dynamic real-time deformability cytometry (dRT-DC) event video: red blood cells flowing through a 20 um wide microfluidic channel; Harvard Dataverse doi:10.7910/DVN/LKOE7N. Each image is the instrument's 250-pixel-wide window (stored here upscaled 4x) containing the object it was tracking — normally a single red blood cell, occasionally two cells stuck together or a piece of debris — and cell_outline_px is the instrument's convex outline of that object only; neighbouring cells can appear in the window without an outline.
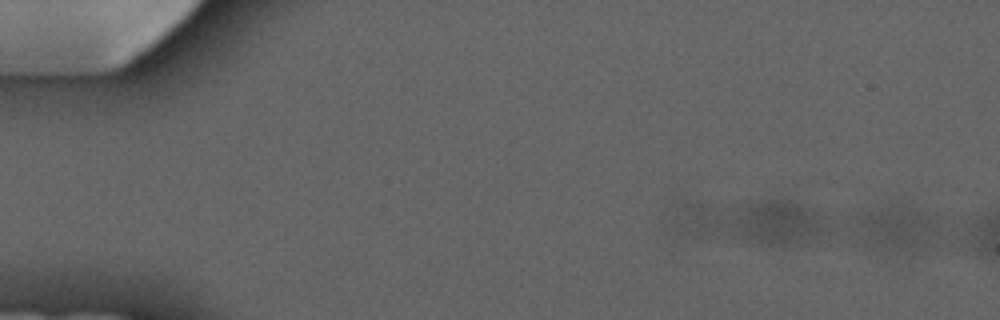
{"species": "common noctule bat (a hibernating species)", "species_latin": "Nyctalus noctula", "temperature_condition": "cold", "stored_images_in_passage": 3, "camera_frame_rate_fps": 3000, "um_per_image_px": 0.085, "animal": {"sex": "male", "forearm_length_mm": 52.5}, "frame": {"image": 1, "passage_image": 1, "time_ms": 0.0, "image_size_px": [1000, 320], "cell_outline_px": [[940, 216], [936, 232], [932, 244], [920, 248], [896, 252], [880, 252], [864, 248], [856, 244], [852, 216], [896, 200]], "centroid_in_image_um": [76.07, 19.37], "position_along_channel_um": 8.9, "area_um2": 24.68}}